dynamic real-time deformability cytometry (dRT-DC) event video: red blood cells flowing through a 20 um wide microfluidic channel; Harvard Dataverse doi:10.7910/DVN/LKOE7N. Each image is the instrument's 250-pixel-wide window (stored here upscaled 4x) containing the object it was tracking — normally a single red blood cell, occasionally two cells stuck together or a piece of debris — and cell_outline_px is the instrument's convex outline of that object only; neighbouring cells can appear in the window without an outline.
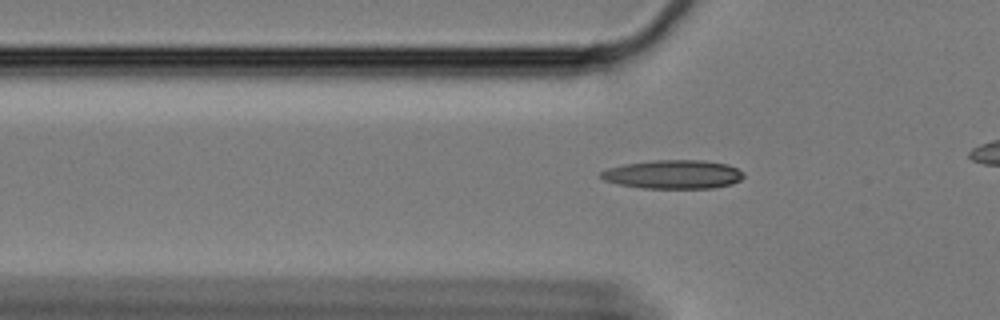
{"species": "Egyptian fruit bat (a non-hibernating species)", "species_latin": "Rousettus aegyptiacus", "temperature_condition": "cold", "stored_images_in_passage": 37, "camera_frame_rate_fps": 3000, "um_per_image_px": 0.085, "animal": {"sex": "female"}, "frame": {"image": 1, "passage_image": 7, "time_ms": 2.0, "image_size_px": [1000, 320], "cell_outline_px": [[744, 176], [740, 180], [732, 184], [712, 188], [644, 188], [620, 184], [604, 180], [600, 176], [600, 172], [608, 168], [624, 164], [652, 160], [704, 160], [728, 164], [744, 172]], "centroid_in_image_um": [57.25, 14.81], "position_along_channel_um": 68.5, "area_um2": 23.93}}
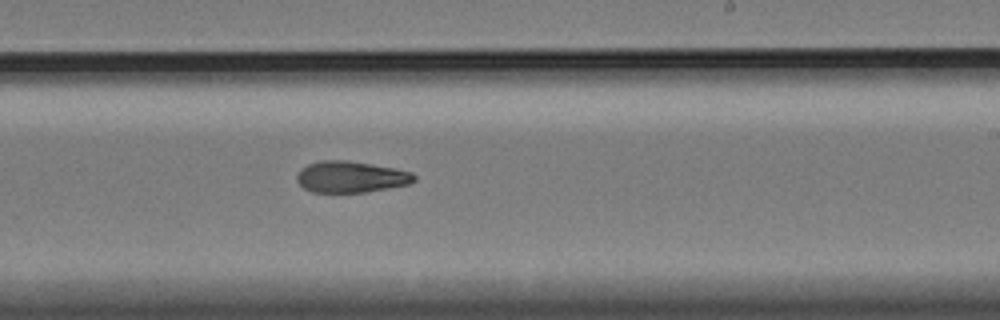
{"frame": {"image": 2, "passage_image": 24, "time_ms": 7.667, "image_size_px": [1000, 320], "cell_outline_px": [[416, 180], [408, 184], [364, 192], [312, 192], [304, 188], [296, 180], [296, 176], [308, 164], [324, 160], [348, 160], [392, 168], [412, 172], [416, 176]], "centroid_in_image_um": [29.82, 15.03], "position_along_channel_um": 259.2, "area_um2": 21.1}}
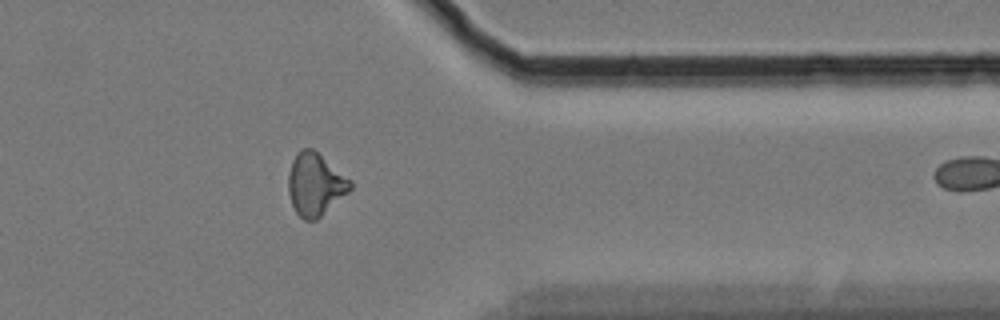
{"frame": {"image": 3, "passage_image": 36, "time_ms": 11.667, "image_size_px": [1000, 320], "cell_outline_px": [[352, 188], [348, 192], [316, 220], [304, 220], [296, 212], [292, 204], [288, 192], [288, 172], [292, 160], [304, 148], [312, 148], [352, 180]], "centroid_in_image_um": [26.79, 15.68], "position_along_channel_um": 384.6, "area_um2": 22.31}}